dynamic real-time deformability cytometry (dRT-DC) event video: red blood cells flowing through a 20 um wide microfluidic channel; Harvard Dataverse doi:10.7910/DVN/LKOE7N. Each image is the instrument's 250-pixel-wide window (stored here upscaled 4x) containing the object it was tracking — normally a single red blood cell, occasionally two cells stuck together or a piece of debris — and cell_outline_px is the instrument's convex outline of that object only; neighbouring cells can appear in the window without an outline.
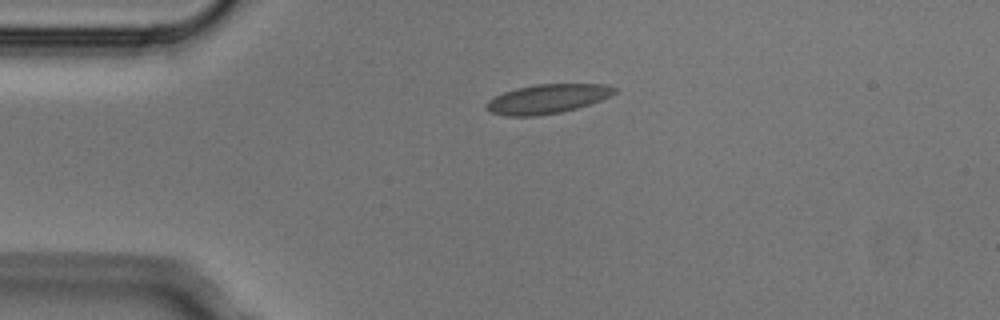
{"species": "Egyptian fruit bat (a non-hibernating species)", "species_latin": "Rousettus aegyptiacus", "temperature_condition": "cold", "stored_images_in_passage": 2, "camera_frame_rate_fps": 3000, "um_per_image_px": 0.085, "animal": {"sex": "male"}, "frame": {"image": 1, "passage_image": 1, "time_ms": 0.0, "image_size_px": [1000, 320], "cell_outline_px": [[616, 92], [600, 100], [576, 108], [560, 112], [536, 116], [504, 116], [492, 112], [484, 108], [484, 104], [488, 100], [504, 92], [516, 88], [536, 84], [608, 84], [616, 88]], "centroid_in_image_um": [46.48, 8.4], "position_along_channel_um": 38.5, "area_um2": 21.73}}